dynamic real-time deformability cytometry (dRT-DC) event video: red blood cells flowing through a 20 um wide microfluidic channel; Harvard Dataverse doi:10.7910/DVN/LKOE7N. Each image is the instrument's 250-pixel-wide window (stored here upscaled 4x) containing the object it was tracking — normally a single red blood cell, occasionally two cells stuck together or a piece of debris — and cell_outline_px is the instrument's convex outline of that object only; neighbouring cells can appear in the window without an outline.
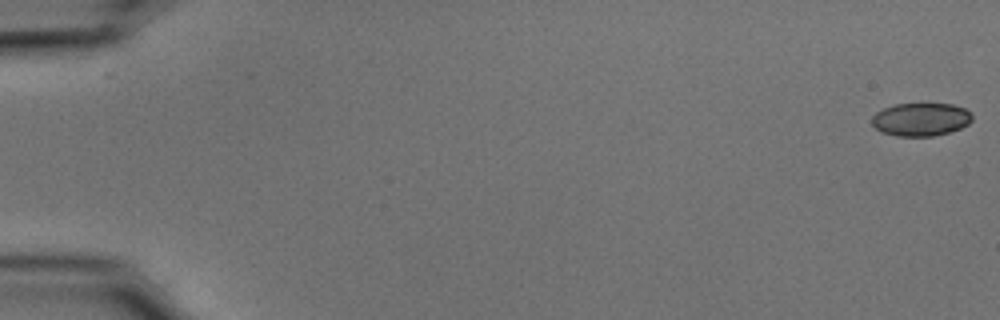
{"species": "common noctule bat (a hibernating species)", "species_latin": "Nyctalus noctula", "temperature_condition": "cold", "stored_images_in_passage": 52, "camera_frame_rate_fps": 3000, "um_per_image_px": 0.085, "animal": {"sex": "male", "body_mass_g": 15.6}, "frame": {"image": 1, "passage_image": 1, "time_ms": 0.0, "image_size_px": [1000, 320], "cell_outline_px": [[972, 120], [968, 124], [960, 128], [948, 132], [932, 136], [896, 136], [880, 132], [872, 124], [872, 116], [876, 112], [884, 108], [896, 104], [952, 104], [964, 108], [972, 112]], "centroid_in_image_um": [78.27, 10.15], "position_along_channel_um": 6.7, "area_um2": 19.36}}
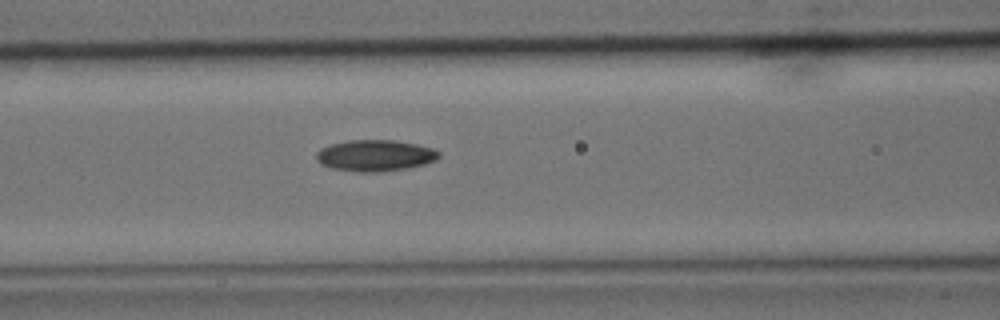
{"frame": {"image": 2, "passage_image": 24, "time_ms": 7.667, "image_size_px": [1000, 320], "cell_outline_px": [[440, 156], [436, 160], [424, 164], [408, 168], [376, 172], [360, 172], [332, 168], [320, 164], [316, 160], [316, 152], [320, 148], [328, 144], [348, 140], [396, 140], [416, 144], [432, 148], [440, 152]], "centroid_in_image_um": [31.86, 13.21], "position_along_channel_um": 134.7, "area_um2": 22.54}}
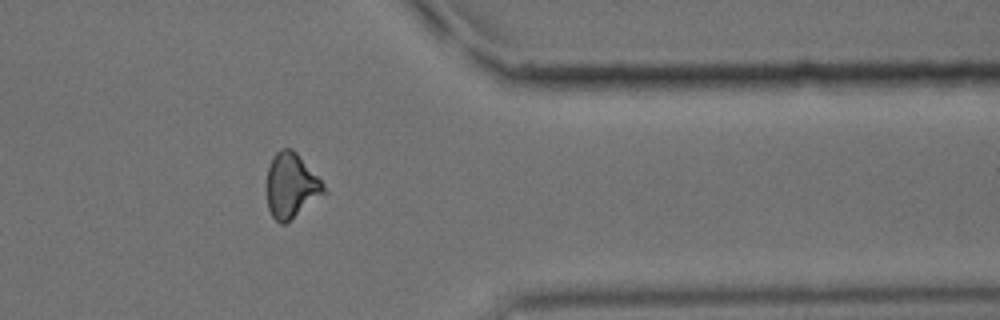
{"frame": {"image": 3, "passage_image": 45, "time_ms": 14.667, "image_size_px": [1000, 320], "cell_outline_px": [[328, 192], [284, 224], [280, 224], [272, 216], [268, 208], [268, 168], [272, 156], [280, 148], [292, 148], [296, 152], [324, 184]], "centroid_in_image_um": [24.77, 15.77], "position_along_channel_um": 386.6, "area_um2": 21.39}}